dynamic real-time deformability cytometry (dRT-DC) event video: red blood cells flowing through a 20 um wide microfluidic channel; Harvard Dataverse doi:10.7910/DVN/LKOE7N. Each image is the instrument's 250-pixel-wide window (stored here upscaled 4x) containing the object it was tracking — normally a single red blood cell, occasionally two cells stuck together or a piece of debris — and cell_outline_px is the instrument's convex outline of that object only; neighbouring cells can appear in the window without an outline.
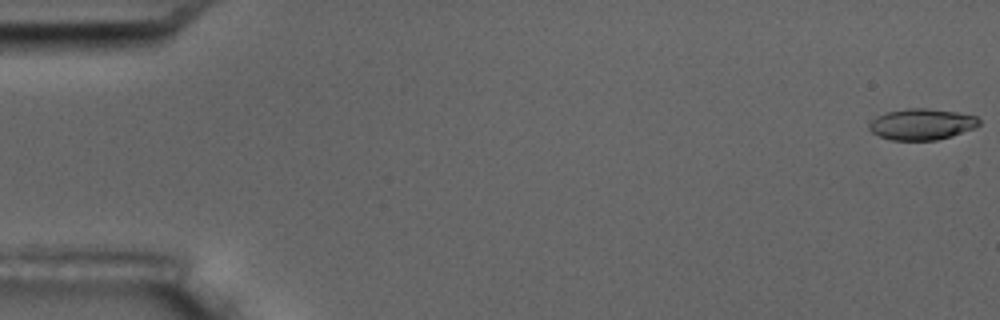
{"species": "common noctule bat (a hibernating species)", "species_latin": "Nyctalus noctula", "temperature_condition": "room temperature", "stored_images_in_passage": 7, "camera_frame_rate_fps": 3000, "um_per_image_px": 0.085, "animal": {"sex": "male", "body_mass_g": 17.5, "forearm_length_mm": 52.3}, "frame": {"image": 1, "passage_image": 1, "time_ms": 0.0, "image_size_px": [1000, 320], "cell_outline_px": [[980, 124], [976, 128], [952, 136], [936, 140], [892, 140], [880, 136], [872, 132], [868, 128], [868, 124], [876, 116], [888, 112], [908, 108], [928, 108], [956, 112], [976, 116], [980, 120]], "centroid_in_image_um": [78.37, 10.56], "position_along_channel_um": 6.6, "area_um2": 20.0}}
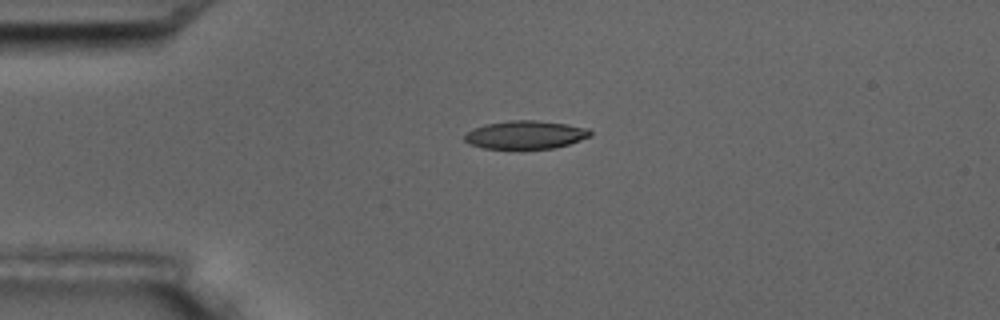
{"frame": {"image": 2, "passage_image": 5, "time_ms": 4.333, "image_size_px": [1000, 320], "cell_outline_px": [[592, 136], [568, 144], [552, 148], [484, 148], [468, 144], [464, 140], [464, 136], [472, 128], [488, 124], [508, 120], [536, 120], [568, 124], [588, 128], [592, 132]], "centroid_in_image_um": [44.67, 11.45], "position_along_channel_um": 40.3, "area_um2": 20.58}}